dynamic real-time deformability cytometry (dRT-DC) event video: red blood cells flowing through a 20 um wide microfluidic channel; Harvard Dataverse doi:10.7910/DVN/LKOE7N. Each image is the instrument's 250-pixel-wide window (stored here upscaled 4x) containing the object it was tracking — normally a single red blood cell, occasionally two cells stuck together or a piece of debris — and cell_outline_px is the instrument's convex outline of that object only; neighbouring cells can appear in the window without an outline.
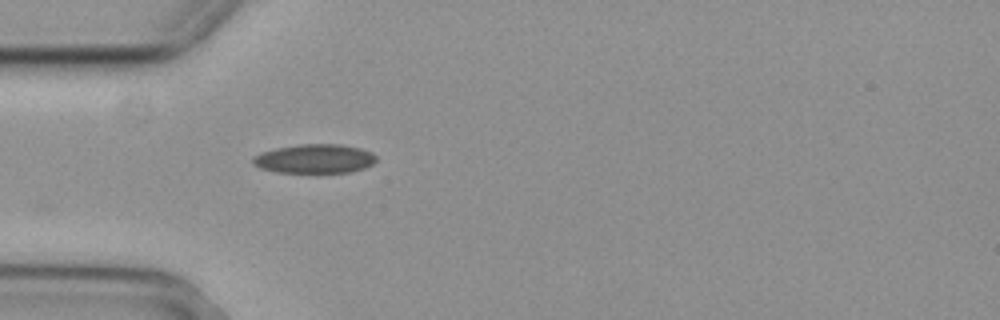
{"species": "common noctule bat (a hibernating species)", "species_latin": "Nyctalus noctula", "temperature_condition": "cold", "stored_images_in_passage": 41, "camera_frame_rate_fps": 3000, "um_per_image_px": 0.085, "animal": {"sex": "female", "body_mass_g": 29.2, "forearm_length_mm": 56.3}, "frame": {"image": 1, "passage_image": 1, "time_ms": 0.0, "image_size_px": [1000, 320], "cell_outline_px": [[376, 160], [372, 164], [364, 168], [352, 172], [276, 172], [260, 168], [252, 164], [252, 156], [260, 152], [276, 148], [300, 144], [340, 144], [360, 148], [372, 152], [376, 156]], "centroid_in_image_um": [26.72, 13.49], "position_along_channel_um": 58.3, "area_um2": 20.98}}
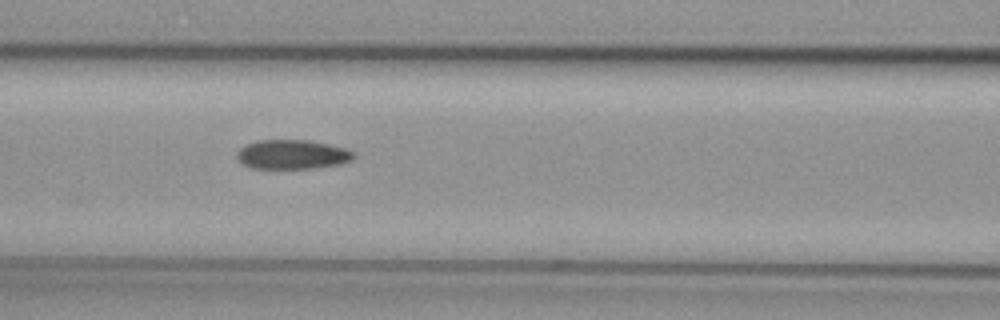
{"frame": {"image": 2, "passage_image": 8, "time_ms": 2.333, "image_size_px": [1000, 320], "cell_outline_px": [[356, 156], [352, 160], [340, 164], [312, 168], [252, 168], [244, 164], [236, 156], [236, 152], [240, 148], [256, 140], [308, 140], [328, 144], [344, 148], [352, 152]], "centroid_in_image_um": [24.84, 13.12], "position_along_channel_um": 141.8, "area_um2": 19.77}}
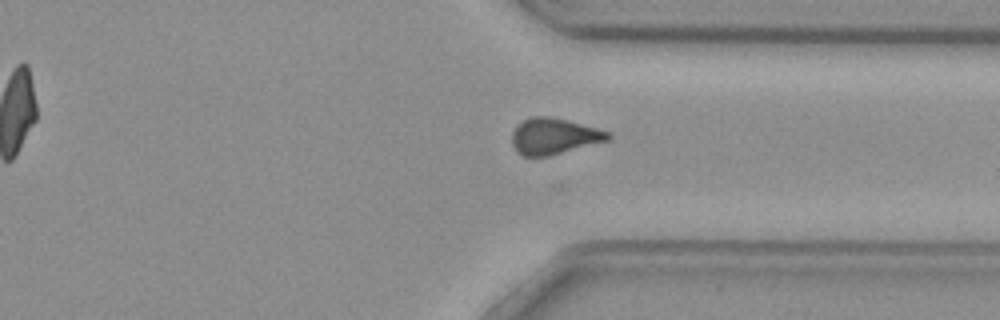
{"frame": {"image": 3, "passage_image": 26, "time_ms": 8.333, "image_size_px": [1000, 320], "cell_outline_px": [[612, 136], [608, 140], [548, 156], [524, 156], [516, 152], [512, 144], [512, 132], [524, 120], [532, 116], [548, 116], [568, 120], [596, 128], [608, 132]], "centroid_in_image_um": [47.06, 11.58], "position_along_channel_um": 364.3, "area_um2": 19.94}, "authors_computed_cell_mechanics": {"area_um2": 20.1144, "velocity_mm_per_s": 3.726, "shape_relaxation_time_tau1_ms": null, "shape_relaxation_time_tau2_ms": 7.0032, "deformation_change_tau1": null, "deformation_change_tau2": 0.1367}}